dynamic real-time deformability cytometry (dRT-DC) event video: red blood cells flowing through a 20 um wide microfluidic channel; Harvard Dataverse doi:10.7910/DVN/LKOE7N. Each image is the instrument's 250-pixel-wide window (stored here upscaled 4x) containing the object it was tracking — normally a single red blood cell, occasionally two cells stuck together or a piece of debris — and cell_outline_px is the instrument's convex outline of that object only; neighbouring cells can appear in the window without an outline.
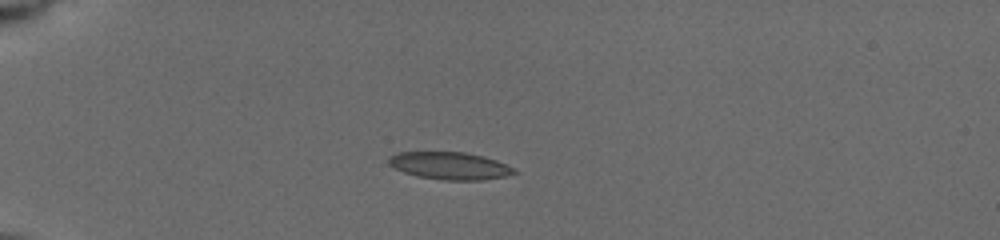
{"species": "common noctule bat (a hibernating species)", "species_latin": "Nyctalus noctula", "temperature_condition": "cold", "stored_images_in_passage": 21, "camera_frame_rate_fps": 3000, "um_per_image_px": 0.085, "animal": {"sex": "female", "body_mass_g": 19.5, "forearm_length_mm": 54.1}, "frame": {"image": 1, "passage_image": 1, "time_ms": 0.0, "image_size_px": [1000, 240], "cell_outline_px": [[520, 172], [504, 176], [480, 180], [444, 180], [416, 176], [404, 172], [388, 164], [388, 156], [396, 152], [464, 152], [484, 156], [508, 164], [516, 168]], "centroid_in_image_um": [38.25, 14.08], "position_along_channel_um": 46.7, "area_um2": 20.23}}
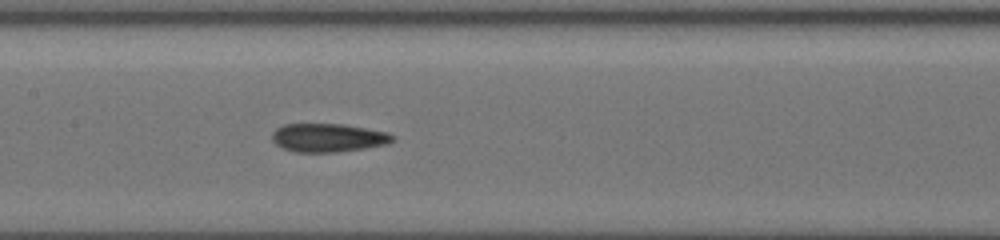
{"frame": {"image": 2, "passage_image": 16, "time_ms": 4.333, "image_size_px": [1000, 240], "cell_outline_px": [[396, 140], [388, 144], [364, 148], [336, 152], [296, 152], [284, 148], [276, 144], [272, 140], [272, 132], [276, 128], [284, 124], [340, 124], [388, 132], [396, 136]], "centroid_in_image_um": [27.91, 11.7], "position_along_channel_um": 179.5, "area_um2": 20.0}}
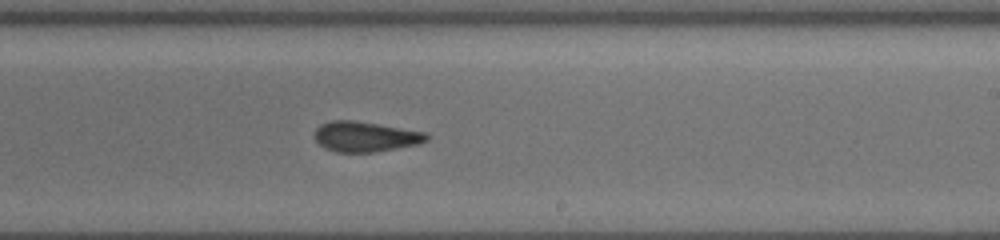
{"frame": {"image": 3, "passage_image": 21, "time_ms": 6.333, "image_size_px": [1000, 240], "cell_outline_px": [[428, 140], [420, 144], [376, 152], [336, 152], [324, 148], [316, 140], [316, 128], [320, 124], [332, 120], [352, 120], [428, 132]], "centroid_in_image_um": [31.09, 11.62], "position_along_channel_um": 257.9, "area_um2": 19.77}}